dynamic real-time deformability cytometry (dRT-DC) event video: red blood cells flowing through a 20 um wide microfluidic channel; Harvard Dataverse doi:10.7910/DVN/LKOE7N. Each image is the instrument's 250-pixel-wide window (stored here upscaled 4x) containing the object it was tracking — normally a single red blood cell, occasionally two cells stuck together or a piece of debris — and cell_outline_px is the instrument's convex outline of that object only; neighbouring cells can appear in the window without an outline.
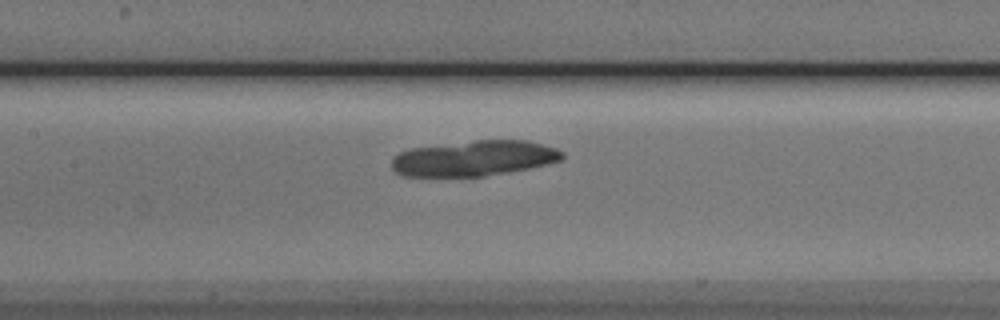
{"species": "Egyptian fruit bat (a non-hibernating species)", "species_latin": "Rousettus aegyptiacus", "temperature_condition": "cold", "stored_images_in_passage": 8, "segment_of_instrument_passage": [2, 2], "camera_frame_rate_fps": 3000, "um_per_image_px": 0.085, "animal": {"sex": "male"}, "frame": {"image": 1, "passage_image": 8, "time_ms": 8.0, "image_size_px": [1000, 320], "cell_outline_px": [[564, 160], [548, 164], [508, 172], [484, 176], [400, 176], [392, 168], [392, 156], [400, 152], [412, 148], [476, 140], [528, 140], [556, 148], [564, 152]], "centroid_in_image_um": [40.32, 13.45], "position_along_channel_um": 167.1, "area_um2": 35.32}}